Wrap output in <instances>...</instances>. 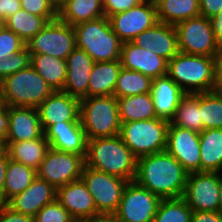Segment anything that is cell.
I'll use <instances>...</instances> for the list:
<instances>
[{
  "mask_svg": "<svg viewBox=\"0 0 222 222\" xmlns=\"http://www.w3.org/2000/svg\"><path fill=\"white\" fill-rule=\"evenodd\" d=\"M189 172L166 150L137 159L135 181L161 199L183 197Z\"/></svg>",
  "mask_w": 222,
  "mask_h": 222,
  "instance_id": "obj_1",
  "label": "cell"
},
{
  "mask_svg": "<svg viewBox=\"0 0 222 222\" xmlns=\"http://www.w3.org/2000/svg\"><path fill=\"white\" fill-rule=\"evenodd\" d=\"M85 166L124 180L134 181L137 158L120 135L87 140Z\"/></svg>",
  "mask_w": 222,
  "mask_h": 222,
  "instance_id": "obj_2",
  "label": "cell"
},
{
  "mask_svg": "<svg viewBox=\"0 0 222 222\" xmlns=\"http://www.w3.org/2000/svg\"><path fill=\"white\" fill-rule=\"evenodd\" d=\"M167 75L186 94L215 91L214 57L179 52L168 61Z\"/></svg>",
  "mask_w": 222,
  "mask_h": 222,
  "instance_id": "obj_3",
  "label": "cell"
},
{
  "mask_svg": "<svg viewBox=\"0 0 222 222\" xmlns=\"http://www.w3.org/2000/svg\"><path fill=\"white\" fill-rule=\"evenodd\" d=\"M73 27L76 47L85 51L94 62L120 60L123 42L112 30L109 18L103 16Z\"/></svg>",
  "mask_w": 222,
  "mask_h": 222,
  "instance_id": "obj_4",
  "label": "cell"
},
{
  "mask_svg": "<svg viewBox=\"0 0 222 222\" xmlns=\"http://www.w3.org/2000/svg\"><path fill=\"white\" fill-rule=\"evenodd\" d=\"M53 90L30 65L0 82L1 103L7 107L37 108Z\"/></svg>",
  "mask_w": 222,
  "mask_h": 222,
  "instance_id": "obj_5",
  "label": "cell"
},
{
  "mask_svg": "<svg viewBox=\"0 0 222 222\" xmlns=\"http://www.w3.org/2000/svg\"><path fill=\"white\" fill-rule=\"evenodd\" d=\"M80 121L87 140L120 134L116 96H91L80 100Z\"/></svg>",
  "mask_w": 222,
  "mask_h": 222,
  "instance_id": "obj_6",
  "label": "cell"
},
{
  "mask_svg": "<svg viewBox=\"0 0 222 222\" xmlns=\"http://www.w3.org/2000/svg\"><path fill=\"white\" fill-rule=\"evenodd\" d=\"M170 122L159 118L121 123L120 137L138 159L166 149Z\"/></svg>",
  "mask_w": 222,
  "mask_h": 222,
  "instance_id": "obj_7",
  "label": "cell"
},
{
  "mask_svg": "<svg viewBox=\"0 0 222 222\" xmlns=\"http://www.w3.org/2000/svg\"><path fill=\"white\" fill-rule=\"evenodd\" d=\"M26 47L31 55L47 54L66 60L76 47L74 27L57 18L48 22L26 43Z\"/></svg>",
  "mask_w": 222,
  "mask_h": 222,
  "instance_id": "obj_8",
  "label": "cell"
},
{
  "mask_svg": "<svg viewBox=\"0 0 222 222\" xmlns=\"http://www.w3.org/2000/svg\"><path fill=\"white\" fill-rule=\"evenodd\" d=\"M179 52L214 57L219 50L208 18L199 15L174 25Z\"/></svg>",
  "mask_w": 222,
  "mask_h": 222,
  "instance_id": "obj_9",
  "label": "cell"
},
{
  "mask_svg": "<svg viewBox=\"0 0 222 222\" xmlns=\"http://www.w3.org/2000/svg\"><path fill=\"white\" fill-rule=\"evenodd\" d=\"M81 179L92 195L99 213H115L117 211L128 183L127 180L85 165Z\"/></svg>",
  "mask_w": 222,
  "mask_h": 222,
  "instance_id": "obj_10",
  "label": "cell"
},
{
  "mask_svg": "<svg viewBox=\"0 0 222 222\" xmlns=\"http://www.w3.org/2000/svg\"><path fill=\"white\" fill-rule=\"evenodd\" d=\"M85 159L80 154L62 152L49 148L37 169V177L47 181L56 189L81 179Z\"/></svg>",
  "mask_w": 222,
  "mask_h": 222,
  "instance_id": "obj_11",
  "label": "cell"
},
{
  "mask_svg": "<svg viewBox=\"0 0 222 222\" xmlns=\"http://www.w3.org/2000/svg\"><path fill=\"white\" fill-rule=\"evenodd\" d=\"M161 200L135 180L129 181L115 214L124 222H153Z\"/></svg>",
  "mask_w": 222,
  "mask_h": 222,
  "instance_id": "obj_12",
  "label": "cell"
},
{
  "mask_svg": "<svg viewBox=\"0 0 222 222\" xmlns=\"http://www.w3.org/2000/svg\"><path fill=\"white\" fill-rule=\"evenodd\" d=\"M109 21L123 43L132 42L137 35L158 23L156 4L144 0L127 11L113 14Z\"/></svg>",
  "mask_w": 222,
  "mask_h": 222,
  "instance_id": "obj_13",
  "label": "cell"
},
{
  "mask_svg": "<svg viewBox=\"0 0 222 222\" xmlns=\"http://www.w3.org/2000/svg\"><path fill=\"white\" fill-rule=\"evenodd\" d=\"M183 198L192 211H220L219 173L190 172Z\"/></svg>",
  "mask_w": 222,
  "mask_h": 222,
  "instance_id": "obj_14",
  "label": "cell"
},
{
  "mask_svg": "<svg viewBox=\"0 0 222 222\" xmlns=\"http://www.w3.org/2000/svg\"><path fill=\"white\" fill-rule=\"evenodd\" d=\"M199 132L173 125L167 132L166 151L176 158L187 172H200Z\"/></svg>",
  "mask_w": 222,
  "mask_h": 222,
  "instance_id": "obj_15",
  "label": "cell"
},
{
  "mask_svg": "<svg viewBox=\"0 0 222 222\" xmlns=\"http://www.w3.org/2000/svg\"><path fill=\"white\" fill-rule=\"evenodd\" d=\"M43 132L53 124L80 121V100L64 91H53L38 107Z\"/></svg>",
  "mask_w": 222,
  "mask_h": 222,
  "instance_id": "obj_16",
  "label": "cell"
},
{
  "mask_svg": "<svg viewBox=\"0 0 222 222\" xmlns=\"http://www.w3.org/2000/svg\"><path fill=\"white\" fill-rule=\"evenodd\" d=\"M56 199L74 219L93 220L99 214L82 179L57 188Z\"/></svg>",
  "mask_w": 222,
  "mask_h": 222,
  "instance_id": "obj_17",
  "label": "cell"
},
{
  "mask_svg": "<svg viewBox=\"0 0 222 222\" xmlns=\"http://www.w3.org/2000/svg\"><path fill=\"white\" fill-rule=\"evenodd\" d=\"M144 50H150L167 61L178 53L177 32L174 25L158 22L152 28L144 30L132 41Z\"/></svg>",
  "mask_w": 222,
  "mask_h": 222,
  "instance_id": "obj_18",
  "label": "cell"
},
{
  "mask_svg": "<svg viewBox=\"0 0 222 222\" xmlns=\"http://www.w3.org/2000/svg\"><path fill=\"white\" fill-rule=\"evenodd\" d=\"M120 61L122 68L138 71L151 79L167 74L168 61L150 50H144L133 42L122 45Z\"/></svg>",
  "mask_w": 222,
  "mask_h": 222,
  "instance_id": "obj_19",
  "label": "cell"
},
{
  "mask_svg": "<svg viewBox=\"0 0 222 222\" xmlns=\"http://www.w3.org/2000/svg\"><path fill=\"white\" fill-rule=\"evenodd\" d=\"M57 189L36 176L22 193L10 198L5 204L12 210L34 217L45 205L56 200Z\"/></svg>",
  "mask_w": 222,
  "mask_h": 222,
  "instance_id": "obj_20",
  "label": "cell"
},
{
  "mask_svg": "<svg viewBox=\"0 0 222 222\" xmlns=\"http://www.w3.org/2000/svg\"><path fill=\"white\" fill-rule=\"evenodd\" d=\"M93 59L82 49L75 47L66 59V81L63 91L81 100L88 97L89 77Z\"/></svg>",
  "mask_w": 222,
  "mask_h": 222,
  "instance_id": "obj_21",
  "label": "cell"
},
{
  "mask_svg": "<svg viewBox=\"0 0 222 222\" xmlns=\"http://www.w3.org/2000/svg\"><path fill=\"white\" fill-rule=\"evenodd\" d=\"M44 136L50 147L62 152L86 156L87 138L81 122H60L49 126Z\"/></svg>",
  "mask_w": 222,
  "mask_h": 222,
  "instance_id": "obj_22",
  "label": "cell"
},
{
  "mask_svg": "<svg viewBox=\"0 0 222 222\" xmlns=\"http://www.w3.org/2000/svg\"><path fill=\"white\" fill-rule=\"evenodd\" d=\"M151 95L157 118L171 122L186 93L166 74L152 79Z\"/></svg>",
  "mask_w": 222,
  "mask_h": 222,
  "instance_id": "obj_23",
  "label": "cell"
},
{
  "mask_svg": "<svg viewBox=\"0 0 222 222\" xmlns=\"http://www.w3.org/2000/svg\"><path fill=\"white\" fill-rule=\"evenodd\" d=\"M43 133L37 108L9 107L7 142L34 140Z\"/></svg>",
  "mask_w": 222,
  "mask_h": 222,
  "instance_id": "obj_24",
  "label": "cell"
},
{
  "mask_svg": "<svg viewBox=\"0 0 222 222\" xmlns=\"http://www.w3.org/2000/svg\"><path fill=\"white\" fill-rule=\"evenodd\" d=\"M49 148L50 144L43 133L39 138L34 140L7 142L5 151L9 159L37 171Z\"/></svg>",
  "mask_w": 222,
  "mask_h": 222,
  "instance_id": "obj_25",
  "label": "cell"
},
{
  "mask_svg": "<svg viewBox=\"0 0 222 222\" xmlns=\"http://www.w3.org/2000/svg\"><path fill=\"white\" fill-rule=\"evenodd\" d=\"M121 69L120 60L95 62L89 77L88 97L113 96Z\"/></svg>",
  "mask_w": 222,
  "mask_h": 222,
  "instance_id": "obj_26",
  "label": "cell"
},
{
  "mask_svg": "<svg viewBox=\"0 0 222 222\" xmlns=\"http://www.w3.org/2000/svg\"><path fill=\"white\" fill-rule=\"evenodd\" d=\"M200 172H222V129L200 132Z\"/></svg>",
  "mask_w": 222,
  "mask_h": 222,
  "instance_id": "obj_27",
  "label": "cell"
},
{
  "mask_svg": "<svg viewBox=\"0 0 222 222\" xmlns=\"http://www.w3.org/2000/svg\"><path fill=\"white\" fill-rule=\"evenodd\" d=\"M103 16V0H68L58 9V18L71 26Z\"/></svg>",
  "mask_w": 222,
  "mask_h": 222,
  "instance_id": "obj_28",
  "label": "cell"
},
{
  "mask_svg": "<svg viewBox=\"0 0 222 222\" xmlns=\"http://www.w3.org/2000/svg\"><path fill=\"white\" fill-rule=\"evenodd\" d=\"M121 123L157 118L151 93L117 98Z\"/></svg>",
  "mask_w": 222,
  "mask_h": 222,
  "instance_id": "obj_29",
  "label": "cell"
},
{
  "mask_svg": "<svg viewBox=\"0 0 222 222\" xmlns=\"http://www.w3.org/2000/svg\"><path fill=\"white\" fill-rule=\"evenodd\" d=\"M31 66L43 77L53 91H63L66 81V60L47 54H32Z\"/></svg>",
  "mask_w": 222,
  "mask_h": 222,
  "instance_id": "obj_30",
  "label": "cell"
},
{
  "mask_svg": "<svg viewBox=\"0 0 222 222\" xmlns=\"http://www.w3.org/2000/svg\"><path fill=\"white\" fill-rule=\"evenodd\" d=\"M156 4L158 22L175 25L200 15L199 0H159Z\"/></svg>",
  "mask_w": 222,
  "mask_h": 222,
  "instance_id": "obj_31",
  "label": "cell"
},
{
  "mask_svg": "<svg viewBox=\"0 0 222 222\" xmlns=\"http://www.w3.org/2000/svg\"><path fill=\"white\" fill-rule=\"evenodd\" d=\"M36 176L35 169L9 159L4 183V203L28 188Z\"/></svg>",
  "mask_w": 222,
  "mask_h": 222,
  "instance_id": "obj_32",
  "label": "cell"
},
{
  "mask_svg": "<svg viewBox=\"0 0 222 222\" xmlns=\"http://www.w3.org/2000/svg\"><path fill=\"white\" fill-rule=\"evenodd\" d=\"M171 123L199 133L204 130L200 110V93L186 94L182 98Z\"/></svg>",
  "mask_w": 222,
  "mask_h": 222,
  "instance_id": "obj_33",
  "label": "cell"
},
{
  "mask_svg": "<svg viewBox=\"0 0 222 222\" xmlns=\"http://www.w3.org/2000/svg\"><path fill=\"white\" fill-rule=\"evenodd\" d=\"M47 23L48 21L44 17L32 15L20 9L6 19L4 25L27 43L32 37L37 35Z\"/></svg>",
  "mask_w": 222,
  "mask_h": 222,
  "instance_id": "obj_34",
  "label": "cell"
},
{
  "mask_svg": "<svg viewBox=\"0 0 222 222\" xmlns=\"http://www.w3.org/2000/svg\"><path fill=\"white\" fill-rule=\"evenodd\" d=\"M152 79L141 72L122 68L114 89V96L126 97L151 93Z\"/></svg>",
  "mask_w": 222,
  "mask_h": 222,
  "instance_id": "obj_35",
  "label": "cell"
},
{
  "mask_svg": "<svg viewBox=\"0 0 222 222\" xmlns=\"http://www.w3.org/2000/svg\"><path fill=\"white\" fill-rule=\"evenodd\" d=\"M192 212L183 197L162 199L153 222H191Z\"/></svg>",
  "mask_w": 222,
  "mask_h": 222,
  "instance_id": "obj_36",
  "label": "cell"
},
{
  "mask_svg": "<svg viewBox=\"0 0 222 222\" xmlns=\"http://www.w3.org/2000/svg\"><path fill=\"white\" fill-rule=\"evenodd\" d=\"M201 119L205 129H222V92L200 93Z\"/></svg>",
  "mask_w": 222,
  "mask_h": 222,
  "instance_id": "obj_37",
  "label": "cell"
},
{
  "mask_svg": "<svg viewBox=\"0 0 222 222\" xmlns=\"http://www.w3.org/2000/svg\"><path fill=\"white\" fill-rule=\"evenodd\" d=\"M73 220L74 218L57 199L45 205L34 216V222H72Z\"/></svg>",
  "mask_w": 222,
  "mask_h": 222,
  "instance_id": "obj_38",
  "label": "cell"
},
{
  "mask_svg": "<svg viewBox=\"0 0 222 222\" xmlns=\"http://www.w3.org/2000/svg\"><path fill=\"white\" fill-rule=\"evenodd\" d=\"M21 9L32 15L44 17L48 22L58 18V10L51 0H20Z\"/></svg>",
  "mask_w": 222,
  "mask_h": 222,
  "instance_id": "obj_39",
  "label": "cell"
},
{
  "mask_svg": "<svg viewBox=\"0 0 222 222\" xmlns=\"http://www.w3.org/2000/svg\"><path fill=\"white\" fill-rule=\"evenodd\" d=\"M26 43L13 31L4 26L0 31V60L21 51Z\"/></svg>",
  "mask_w": 222,
  "mask_h": 222,
  "instance_id": "obj_40",
  "label": "cell"
},
{
  "mask_svg": "<svg viewBox=\"0 0 222 222\" xmlns=\"http://www.w3.org/2000/svg\"><path fill=\"white\" fill-rule=\"evenodd\" d=\"M8 76L27 68L31 65V54L25 46L21 51H18L6 58Z\"/></svg>",
  "mask_w": 222,
  "mask_h": 222,
  "instance_id": "obj_41",
  "label": "cell"
},
{
  "mask_svg": "<svg viewBox=\"0 0 222 222\" xmlns=\"http://www.w3.org/2000/svg\"><path fill=\"white\" fill-rule=\"evenodd\" d=\"M143 1L144 0H103L104 15L109 18L113 14L129 10Z\"/></svg>",
  "mask_w": 222,
  "mask_h": 222,
  "instance_id": "obj_42",
  "label": "cell"
},
{
  "mask_svg": "<svg viewBox=\"0 0 222 222\" xmlns=\"http://www.w3.org/2000/svg\"><path fill=\"white\" fill-rule=\"evenodd\" d=\"M0 222H34V217L16 212L3 203L0 204Z\"/></svg>",
  "mask_w": 222,
  "mask_h": 222,
  "instance_id": "obj_43",
  "label": "cell"
},
{
  "mask_svg": "<svg viewBox=\"0 0 222 222\" xmlns=\"http://www.w3.org/2000/svg\"><path fill=\"white\" fill-rule=\"evenodd\" d=\"M200 15L212 18L222 11V0H199Z\"/></svg>",
  "mask_w": 222,
  "mask_h": 222,
  "instance_id": "obj_44",
  "label": "cell"
},
{
  "mask_svg": "<svg viewBox=\"0 0 222 222\" xmlns=\"http://www.w3.org/2000/svg\"><path fill=\"white\" fill-rule=\"evenodd\" d=\"M21 9L20 0H0V20L6 21Z\"/></svg>",
  "mask_w": 222,
  "mask_h": 222,
  "instance_id": "obj_45",
  "label": "cell"
},
{
  "mask_svg": "<svg viewBox=\"0 0 222 222\" xmlns=\"http://www.w3.org/2000/svg\"><path fill=\"white\" fill-rule=\"evenodd\" d=\"M9 130V107L0 104V144L5 148Z\"/></svg>",
  "mask_w": 222,
  "mask_h": 222,
  "instance_id": "obj_46",
  "label": "cell"
},
{
  "mask_svg": "<svg viewBox=\"0 0 222 222\" xmlns=\"http://www.w3.org/2000/svg\"><path fill=\"white\" fill-rule=\"evenodd\" d=\"M191 222H222V212L193 211Z\"/></svg>",
  "mask_w": 222,
  "mask_h": 222,
  "instance_id": "obj_47",
  "label": "cell"
},
{
  "mask_svg": "<svg viewBox=\"0 0 222 222\" xmlns=\"http://www.w3.org/2000/svg\"><path fill=\"white\" fill-rule=\"evenodd\" d=\"M215 91L222 92V47L214 56Z\"/></svg>",
  "mask_w": 222,
  "mask_h": 222,
  "instance_id": "obj_48",
  "label": "cell"
},
{
  "mask_svg": "<svg viewBox=\"0 0 222 222\" xmlns=\"http://www.w3.org/2000/svg\"><path fill=\"white\" fill-rule=\"evenodd\" d=\"M8 160H9L8 154L4 150L0 154V204L4 203V183H5V175H6Z\"/></svg>",
  "mask_w": 222,
  "mask_h": 222,
  "instance_id": "obj_49",
  "label": "cell"
},
{
  "mask_svg": "<svg viewBox=\"0 0 222 222\" xmlns=\"http://www.w3.org/2000/svg\"><path fill=\"white\" fill-rule=\"evenodd\" d=\"M211 29L219 47H222V11L209 18Z\"/></svg>",
  "mask_w": 222,
  "mask_h": 222,
  "instance_id": "obj_50",
  "label": "cell"
},
{
  "mask_svg": "<svg viewBox=\"0 0 222 222\" xmlns=\"http://www.w3.org/2000/svg\"><path fill=\"white\" fill-rule=\"evenodd\" d=\"M92 221L93 222H124L115 213H99Z\"/></svg>",
  "mask_w": 222,
  "mask_h": 222,
  "instance_id": "obj_51",
  "label": "cell"
},
{
  "mask_svg": "<svg viewBox=\"0 0 222 222\" xmlns=\"http://www.w3.org/2000/svg\"><path fill=\"white\" fill-rule=\"evenodd\" d=\"M8 76V69L6 65V59L0 60V82Z\"/></svg>",
  "mask_w": 222,
  "mask_h": 222,
  "instance_id": "obj_52",
  "label": "cell"
},
{
  "mask_svg": "<svg viewBox=\"0 0 222 222\" xmlns=\"http://www.w3.org/2000/svg\"><path fill=\"white\" fill-rule=\"evenodd\" d=\"M219 199H220V211L222 212V172L219 173Z\"/></svg>",
  "mask_w": 222,
  "mask_h": 222,
  "instance_id": "obj_53",
  "label": "cell"
},
{
  "mask_svg": "<svg viewBox=\"0 0 222 222\" xmlns=\"http://www.w3.org/2000/svg\"><path fill=\"white\" fill-rule=\"evenodd\" d=\"M68 0H51L52 4L56 7L58 10L61 8Z\"/></svg>",
  "mask_w": 222,
  "mask_h": 222,
  "instance_id": "obj_54",
  "label": "cell"
},
{
  "mask_svg": "<svg viewBox=\"0 0 222 222\" xmlns=\"http://www.w3.org/2000/svg\"><path fill=\"white\" fill-rule=\"evenodd\" d=\"M72 222H93L92 220H78L74 219Z\"/></svg>",
  "mask_w": 222,
  "mask_h": 222,
  "instance_id": "obj_55",
  "label": "cell"
},
{
  "mask_svg": "<svg viewBox=\"0 0 222 222\" xmlns=\"http://www.w3.org/2000/svg\"><path fill=\"white\" fill-rule=\"evenodd\" d=\"M5 25H4V22L2 21V20H0V31H1V29L4 27Z\"/></svg>",
  "mask_w": 222,
  "mask_h": 222,
  "instance_id": "obj_56",
  "label": "cell"
},
{
  "mask_svg": "<svg viewBox=\"0 0 222 222\" xmlns=\"http://www.w3.org/2000/svg\"><path fill=\"white\" fill-rule=\"evenodd\" d=\"M5 150V148L0 144V154Z\"/></svg>",
  "mask_w": 222,
  "mask_h": 222,
  "instance_id": "obj_57",
  "label": "cell"
},
{
  "mask_svg": "<svg viewBox=\"0 0 222 222\" xmlns=\"http://www.w3.org/2000/svg\"><path fill=\"white\" fill-rule=\"evenodd\" d=\"M147 1H149V2H151V3H156V2H158L159 0H147Z\"/></svg>",
  "mask_w": 222,
  "mask_h": 222,
  "instance_id": "obj_58",
  "label": "cell"
}]
</instances>
